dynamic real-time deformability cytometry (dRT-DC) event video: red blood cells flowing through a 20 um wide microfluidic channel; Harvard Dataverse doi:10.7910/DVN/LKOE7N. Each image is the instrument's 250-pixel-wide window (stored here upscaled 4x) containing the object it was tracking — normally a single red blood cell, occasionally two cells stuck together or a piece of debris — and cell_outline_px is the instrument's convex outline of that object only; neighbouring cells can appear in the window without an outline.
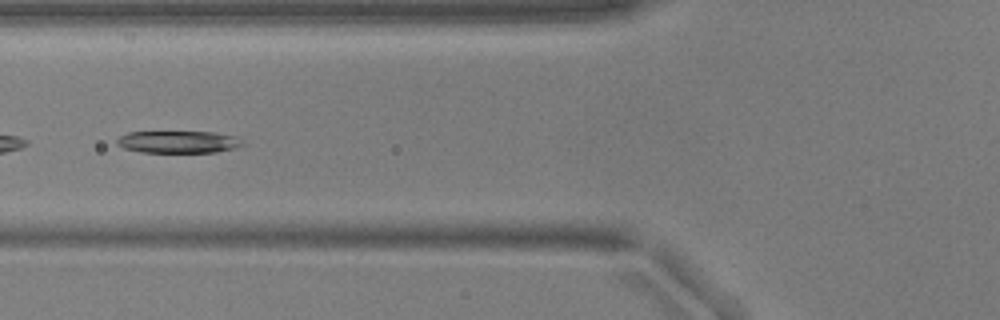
{"species": "common noctule bat (a hibernating species)", "species_latin": "Nyctalus noctula", "temperature_condition": "warm", "stored_images_in_passage": 38, "camera_frame_rate_fps": 3000, "um_per_image_px": 0.085, "animal": {"sex": "male", "body_mass_g": 17.9, "forearm_length_mm": 54.2}, "frame": {"image": 1, "passage_image": 6, "time_ms": 1.667, "image_size_px": [1000, 320], "cell_outline_px": [[244, 144], [236, 148], [216, 152], [140, 152], [124, 148], [116, 144], [116, 140], [120, 136], [128, 132], [212, 132], [236, 136]], "centroid_in_image_um": [15.14, 12.06], "position_along_channel_um": 110.7, "area_um2": 16.18}}
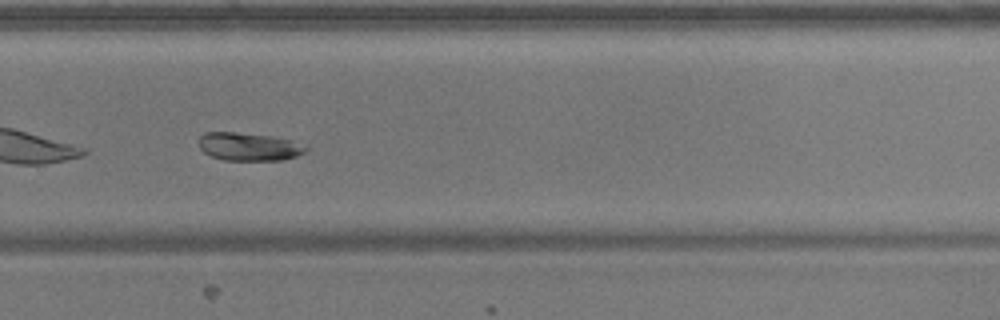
{"frame": {"image": 2, "passage_image": 22, "time_ms": 7.0, "image_size_px": [1000, 320], "cell_outline_px": [[308, 148], [304, 152], [296, 156], [284, 160], [224, 160], [212, 156], [204, 152], [200, 148], [200, 136], [204, 132], [236, 132], [272, 136], [292, 140], [308, 144]], "centroid_in_image_um": [21.21, 12.46], "position_along_channel_um": 308.6, "area_um2": 17.63}}
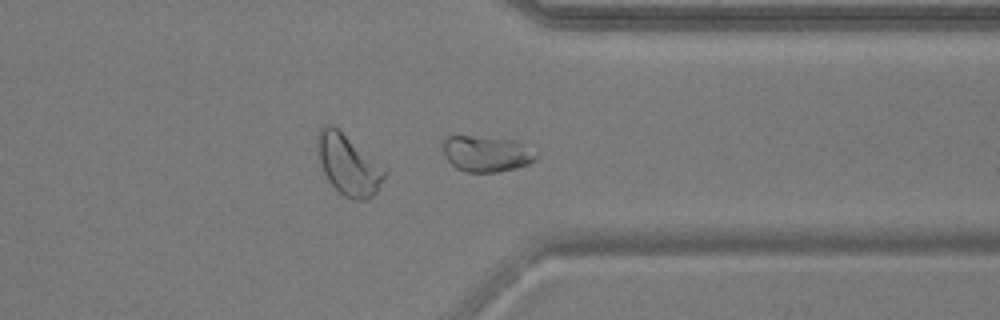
{"frame": {"image": 3, "passage_image": 27, "time_ms": 8.667, "image_size_px": [1000, 320], "cell_outline_px": [[540, 156], [536, 160], [528, 164], [516, 168], [496, 172], [464, 172], [456, 168], [444, 156], [444, 140], [448, 136], [472, 136], [516, 140], [540, 148]], "centroid_in_image_um": [41.49, 13.06], "position_along_channel_um": 369.9, "area_um2": 20.11}, "authors_computed_cell_mechanics": {"area_um2": 17.6001, "velocity_mm_per_s": 3.7169, "shape_relaxation_time_tau1_ms": 3.5649, "shape_relaxation_time_tau2_ms": 6.2558, "deformation_change_tau1": 0.1582, "deformation_change_tau2": 0.0697}}